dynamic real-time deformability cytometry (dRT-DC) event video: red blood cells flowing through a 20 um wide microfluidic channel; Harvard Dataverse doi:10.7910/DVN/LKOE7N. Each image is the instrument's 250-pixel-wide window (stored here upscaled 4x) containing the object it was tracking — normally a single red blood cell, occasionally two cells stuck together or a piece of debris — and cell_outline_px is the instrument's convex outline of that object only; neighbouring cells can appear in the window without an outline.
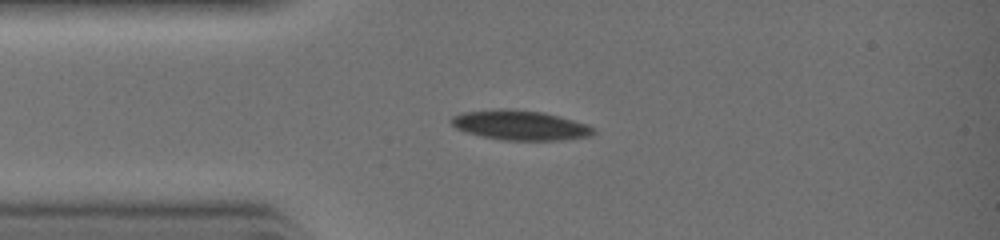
{"species": "common noctule bat (a hibernating species)", "species_latin": "Nyctalus noctula", "temperature_condition": "warm", "stored_images_in_passage": 24, "camera_frame_rate_fps": 3000, "um_per_image_px": 0.085, "animal": {"sex": "female", "body_mass_g": 19.0, "forearm_length_mm": 51.5}, "frame": {"image": 1, "passage_image": 3, "time_ms": 0.667, "image_size_px": [1000, 240], "cell_outline_px": [[596, 132], [592, 136], [564, 140], [504, 140], [480, 136], [464, 132], [456, 128], [448, 120], [452, 116], [464, 112], [496, 108], [508, 108], [544, 112], [560, 116], [588, 124], [596, 128]], "centroid_in_image_um": [44.23, 10.64], "position_along_channel_um": 40.8, "area_um2": 25.14}}
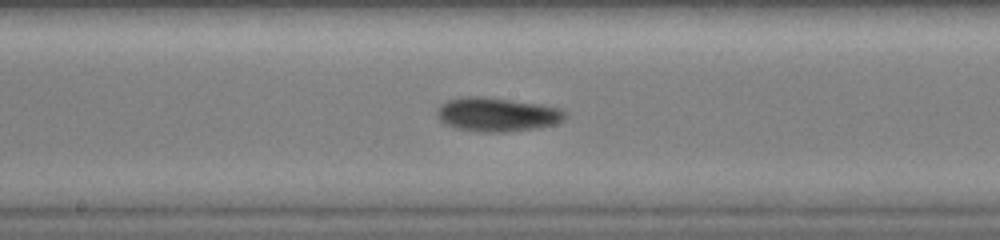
{"frame": {"image": 2, "passage_image": 12, "time_ms": 3.667, "image_size_px": [1000, 240], "cell_outline_px": [[568, 112], [564, 120], [556, 124], [540, 128], [508, 132], [480, 132], [456, 128], [444, 124], [436, 116], [436, 108], [440, 104], [448, 100], [460, 96], [484, 96], [540, 104], [564, 108]], "centroid_in_image_um": [42.27, 9.73], "position_along_channel_um": 205.9, "area_um2": 26.01}}
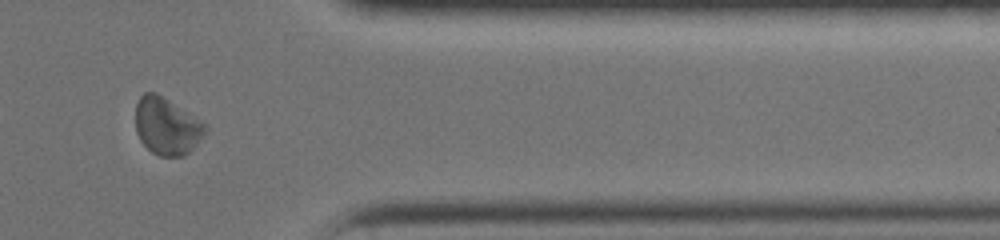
{"frame": {"image": 3, "passage_image": 22, "time_ms": 7.0, "image_size_px": [1000, 240], "cell_outline_px": [[208, 128], [196, 144], [184, 156], [160, 156], [152, 152], [140, 140], [136, 132], [136, 104], [140, 96], [144, 92], [156, 92], [208, 124]], "centroid_in_image_um": [14.18, 10.71], "position_along_channel_um": 397.2, "area_um2": 23.18}}